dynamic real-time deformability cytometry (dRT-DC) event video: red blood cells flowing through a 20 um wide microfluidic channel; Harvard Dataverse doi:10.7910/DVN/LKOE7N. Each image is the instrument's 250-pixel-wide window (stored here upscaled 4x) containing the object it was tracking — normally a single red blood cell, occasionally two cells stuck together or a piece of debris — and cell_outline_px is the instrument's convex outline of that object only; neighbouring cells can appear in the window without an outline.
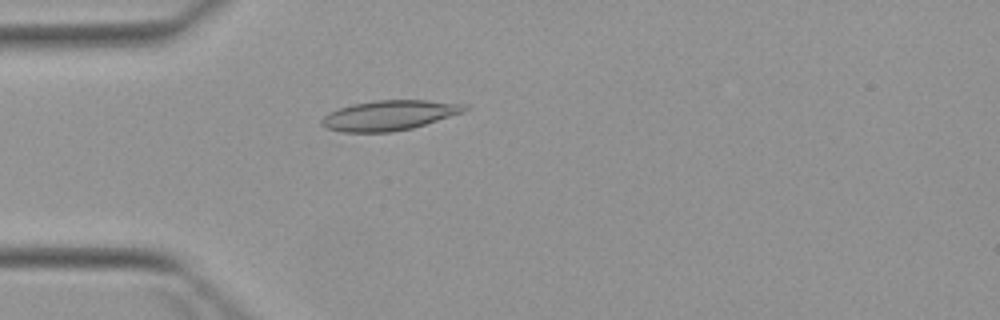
{"species": "Egyptian fruit bat (a non-hibernating species)", "species_latin": "Rousettus aegyptiacus", "temperature_condition": "warm", "stored_images_in_passage": 2, "camera_frame_rate_fps": 3000, "um_per_image_px": 0.085, "animal": {"sex": "female"}, "frame": {"image": 1, "passage_image": 2, "time_ms": 1.0, "image_size_px": [1000, 320], "cell_outline_px": [[468, 108], [460, 112], [412, 128], [392, 132], [340, 132], [328, 128], [320, 124], [320, 120], [328, 112], [352, 104], [376, 100], [428, 100], [468, 104]], "centroid_in_image_um": [33.03, 9.8], "position_along_channel_um": 52.0, "area_um2": 24.74}}